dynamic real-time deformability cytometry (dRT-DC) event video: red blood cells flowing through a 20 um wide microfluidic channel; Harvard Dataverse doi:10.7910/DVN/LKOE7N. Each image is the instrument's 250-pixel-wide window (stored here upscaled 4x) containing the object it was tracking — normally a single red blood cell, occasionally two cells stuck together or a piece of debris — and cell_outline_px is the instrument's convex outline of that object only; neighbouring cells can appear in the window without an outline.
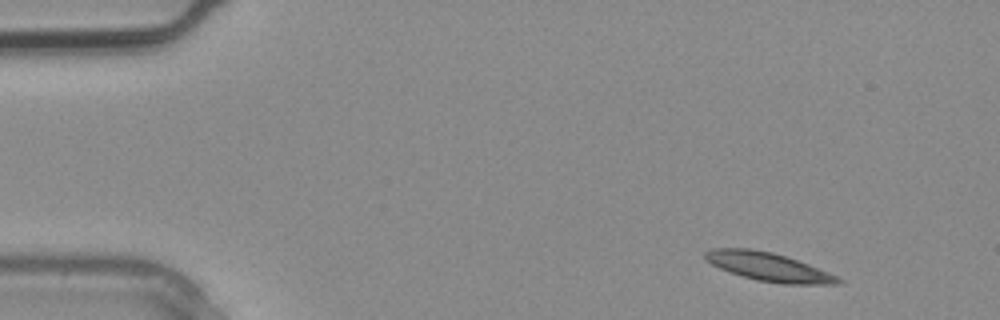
{"species": "common noctule bat (a hibernating species)", "species_latin": "Nyctalus noctula", "temperature_condition": "warm", "stored_images_in_passage": 2, "segment_of_instrument_passage": [2, 2], "camera_frame_rate_fps": 3000, "um_per_image_px": 0.085, "animal": {"sex": "male", "body_mass_g": 20.4}, "frame": {"image": 1, "passage_image": 2, "time_ms": 0.333, "image_size_px": [1000, 320], "cell_outline_px": [[844, 280], [840, 284], [780, 284], [756, 280], [720, 268], [704, 260], [704, 252], [712, 248], [752, 248], [772, 252], [808, 264], [828, 272]], "centroid_in_image_um": [65.31, 22.68], "position_along_channel_um": 19.7, "area_um2": 21.96}}